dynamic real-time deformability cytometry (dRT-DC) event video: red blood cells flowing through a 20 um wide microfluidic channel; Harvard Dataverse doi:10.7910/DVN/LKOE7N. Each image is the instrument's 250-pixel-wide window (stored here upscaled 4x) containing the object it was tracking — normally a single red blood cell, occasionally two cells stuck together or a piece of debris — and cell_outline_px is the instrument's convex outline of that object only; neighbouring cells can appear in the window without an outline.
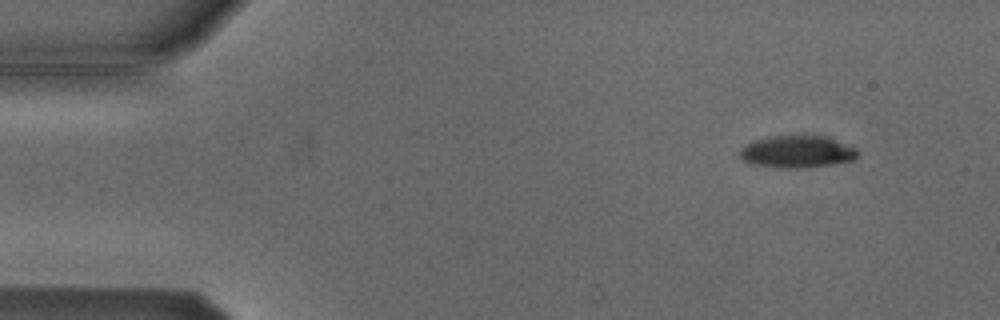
{"species": "Egyptian fruit bat (a non-hibernating species)", "species_latin": "Rousettus aegyptiacus", "temperature_condition": "cold", "stored_images_in_passage": 4, "camera_frame_rate_fps": 3000, "um_per_image_px": 0.085, "animal": {"sex": "male"}, "frame": {"image": 1, "passage_image": 1, "time_ms": 0.0, "image_size_px": [1000, 320], "cell_outline_px": [[856, 156], [852, 160], [832, 164], [804, 168], [780, 168], [752, 164], [744, 160], [740, 156], [740, 148], [744, 144], [756, 140], [772, 136], [824, 136], [856, 148]], "centroid_in_image_um": [67.7, 12.9], "position_along_channel_um": 17.3, "area_um2": 21.79}}